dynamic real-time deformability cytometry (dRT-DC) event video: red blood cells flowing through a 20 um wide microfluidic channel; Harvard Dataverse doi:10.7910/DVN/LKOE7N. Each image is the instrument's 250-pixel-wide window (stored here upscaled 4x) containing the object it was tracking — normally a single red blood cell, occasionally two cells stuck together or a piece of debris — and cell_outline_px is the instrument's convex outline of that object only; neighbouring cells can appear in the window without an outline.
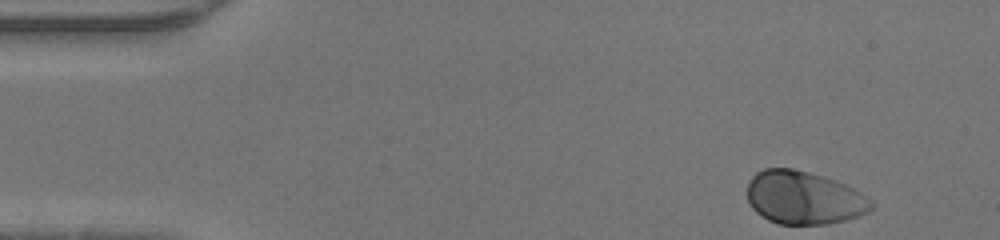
{"species": "human", "species_latin": "Homo sapiens", "temperature_condition": "warm", "stored_images_in_passage": 43, "camera_frame_rate_fps": 3000, "um_per_image_px": 0.085, "donor": {"sex": "male"}, "frame": {"image": 1, "passage_image": 1, "time_ms": 0.0, "image_size_px": [1000, 240], "cell_outline_px": [[876, 208], [860, 216], [828, 224], [780, 224], [768, 220], [756, 212], [752, 208], [748, 200], [748, 184], [752, 176], [756, 172], [764, 168], [792, 168], [808, 172], [836, 180], [868, 196], [876, 204]], "centroid_in_image_um": [68.37, 16.81], "position_along_channel_um": 16.6, "area_um2": 38.67}}
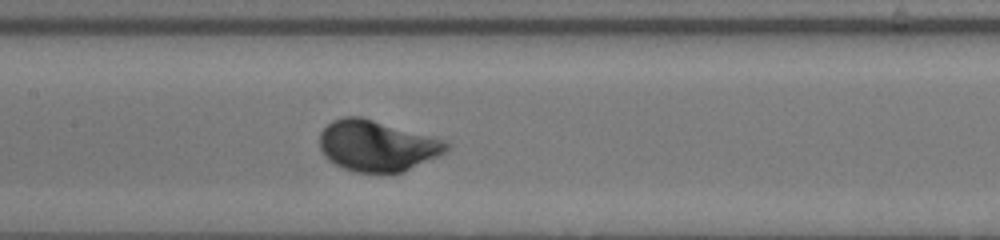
{"frame": {"image": 2, "passage_image": 19, "time_ms": 6.0, "image_size_px": [1000, 240], "cell_outline_px": [[452, 148], [448, 152], [440, 156], [400, 172], [384, 176], [356, 172], [344, 168], [328, 160], [324, 156], [320, 148], [320, 132], [332, 120], [344, 116], [360, 116], [444, 140], [452, 144]], "centroid_in_image_um": [32.07, 12.42], "position_along_channel_um": 175.3, "area_um2": 38.15}}
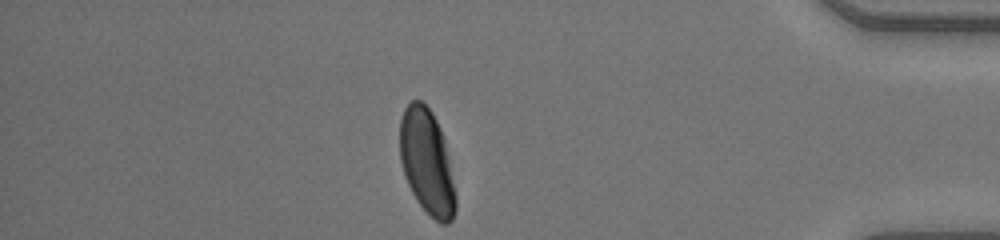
{"frame": {"image": 3, "passage_image": 37, "time_ms": 12.0, "image_size_px": [1000, 240], "cell_outline_px": [[456, 208], [452, 220], [448, 224], [440, 224], [416, 200], [404, 176], [400, 160], [400, 120], [404, 108], [412, 100], [420, 100], [432, 112], [440, 128], [444, 140], [456, 192]], "centroid_in_image_um": [36.28, 13.78], "position_along_channel_um": 398.9, "area_um2": 33.99}}